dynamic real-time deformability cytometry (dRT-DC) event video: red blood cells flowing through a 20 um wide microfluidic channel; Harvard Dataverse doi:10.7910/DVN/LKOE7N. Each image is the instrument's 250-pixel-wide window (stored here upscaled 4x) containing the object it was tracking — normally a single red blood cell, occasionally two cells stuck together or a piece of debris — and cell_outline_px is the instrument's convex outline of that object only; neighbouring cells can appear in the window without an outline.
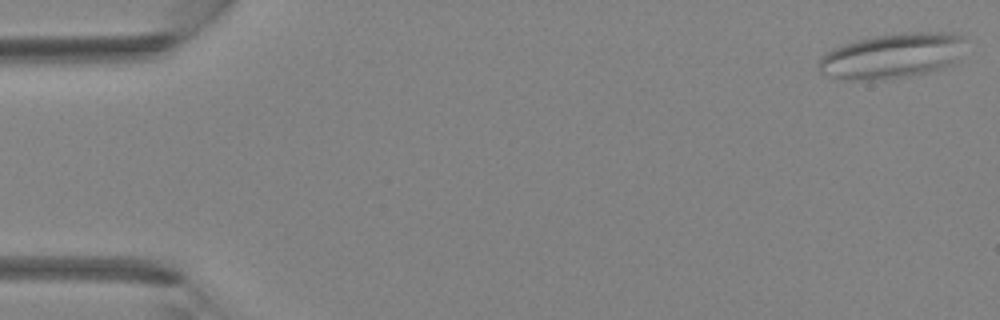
{"species": "Egyptian fruit bat (a non-hibernating species)", "species_latin": "Rousettus aegyptiacus", "temperature_condition": "room temperature", "stored_images_in_passage": 6, "camera_frame_rate_fps": 3000, "um_per_image_px": 0.085, "animal": {"sex": "female"}, "frame": {"image": 1, "passage_image": 1, "time_ms": 0.0, "image_size_px": [1000, 320], "cell_outline_px": [[964, 40], [956, 64], [928, 72], [912, 76], [884, 80], [848, 80], [832, 76], [820, 72], [816, 64], [828, 52], [844, 44], [856, 40], [876, 36], [900, 32], [952, 32], [964, 36]], "centroid_in_image_um": [75.87, 4.75], "position_along_channel_um": 9.1, "area_um2": 38.73}}